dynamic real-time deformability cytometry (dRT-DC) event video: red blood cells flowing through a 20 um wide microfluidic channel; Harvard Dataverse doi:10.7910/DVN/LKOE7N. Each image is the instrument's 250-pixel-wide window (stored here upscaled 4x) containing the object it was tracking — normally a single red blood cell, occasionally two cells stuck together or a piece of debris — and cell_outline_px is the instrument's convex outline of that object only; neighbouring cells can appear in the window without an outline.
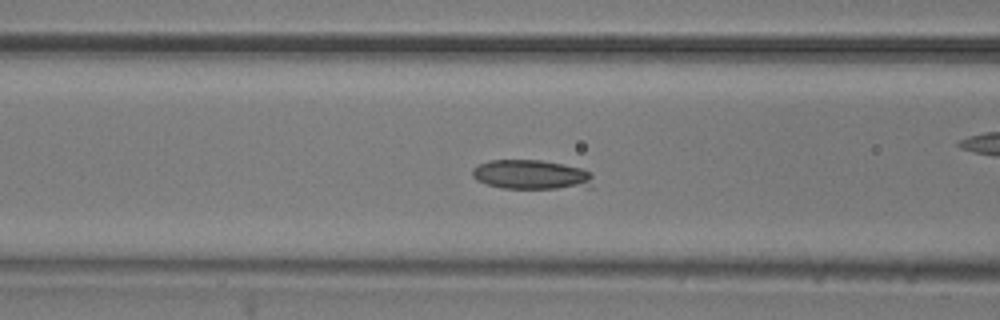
{"species": "common noctule bat (a hibernating species)", "species_latin": "Nyctalus noctula", "temperature_condition": "room temperature", "stored_images_in_passage": 53, "camera_frame_rate_fps": 3000, "um_per_image_px": 0.085, "animal": {"sex": "male", "body_mass_g": 20.5, "forearm_length_mm": 52.5}, "frame": {"image": 1, "passage_image": 20, "time_ms": 6.333, "image_size_px": [1000, 320], "cell_outline_px": [[592, 188], [504, 188], [488, 184], [476, 180], [472, 176], [472, 168], [476, 164], [488, 160], [540, 160], [580, 168], [592, 172]], "centroid_in_image_um": [45.15, 14.85], "position_along_channel_um": 121.4, "area_um2": 20.87}}
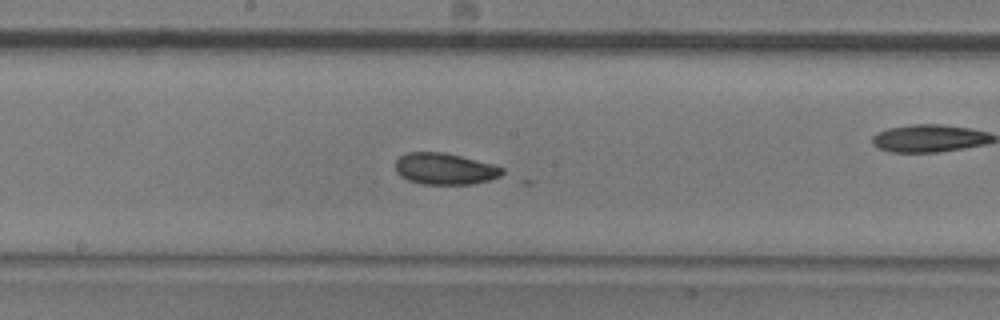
{"frame": {"image": 2, "passage_image": 27, "time_ms": 8.667, "image_size_px": [1000, 320], "cell_outline_px": [[504, 172], [500, 176], [488, 180], [472, 184], [420, 184], [408, 180], [400, 176], [396, 172], [396, 160], [400, 156], [408, 152], [444, 152], [492, 164], [504, 168]], "centroid_in_image_um": [37.79, 14.35], "position_along_channel_um": 210.4, "area_um2": 19.54}}
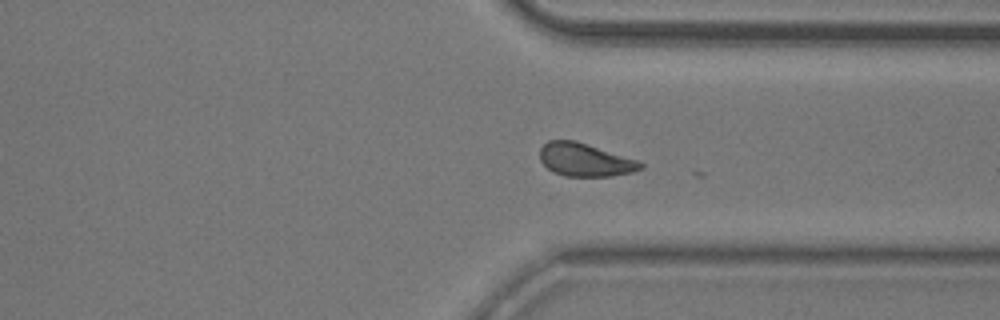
{"frame": {"image": 3, "passage_image": 39, "time_ms": 12.667, "image_size_px": [1000, 320], "cell_outline_px": [[644, 168], [632, 172], [612, 176], [564, 176], [552, 172], [540, 160], [540, 148], [548, 140], [576, 140], [640, 160], [644, 164]], "centroid_in_image_um": [49.76, 13.58], "position_along_channel_um": 361.6, "area_um2": 19.71}}